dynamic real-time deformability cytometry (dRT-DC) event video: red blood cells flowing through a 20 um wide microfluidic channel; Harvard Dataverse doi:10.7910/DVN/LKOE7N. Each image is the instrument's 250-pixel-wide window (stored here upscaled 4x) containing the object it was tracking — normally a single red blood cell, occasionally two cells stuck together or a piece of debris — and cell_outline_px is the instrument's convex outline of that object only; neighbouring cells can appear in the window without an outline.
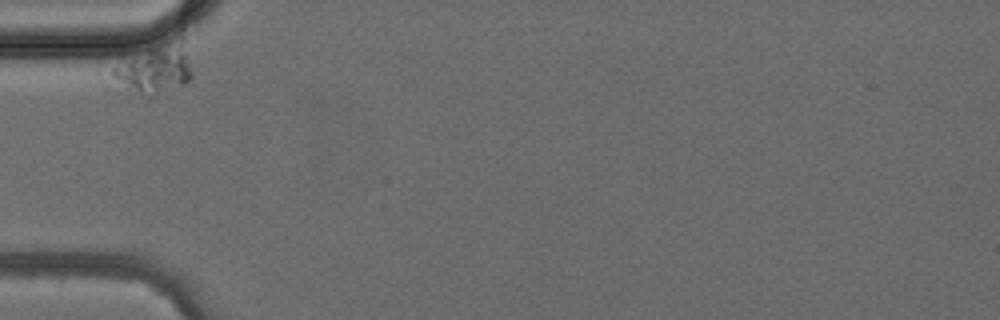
{"species": "common noctule bat (a hibernating species)", "species_latin": "Nyctalus noctula", "temperature_condition": "cold", "stored_images_in_passage": 3, "camera_frame_rate_fps": 3000, "um_per_image_px": 0.085, "animal": {"sex": "female", "body_mass_g": 24.6, "forearm_length_mm": 56.2}, "frame": {"image": 1, "passage_image": 1, "time_ms": 0.0, "image_size_px": [1000, 320], "cell_outline_px": [[196, 60], [192, 76], [184, 84], [156, 96], [152, 96], [140, 92], [104, 72], [120, 56], [184, 36], [196, 48]], "centroid_in_image_um": [13.3, 5.69], "position_along_channel_um": 71.7, "area_um2": 24.74}}
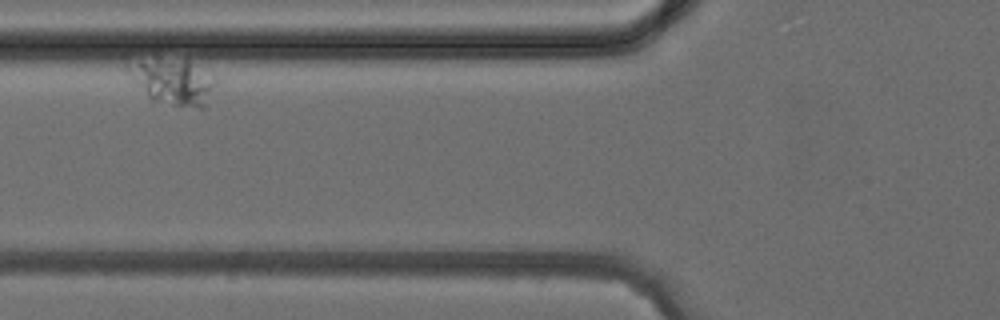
{"frame": {"image": 2, "passage_image": 2, "time_ms": 1.333, "image_size_px": [1000, 320], "cell_outline_px": [[220, 80], [204, 108], [200, 108], [172, 104], [152, 100], [148, 96], [128, 72], [124, 64], [184, 60], [188, 60]], "centroid_in_image_um": [14.84, 6.99], "position_along_channel_um": 111.0, "area_um2": 22.31}}